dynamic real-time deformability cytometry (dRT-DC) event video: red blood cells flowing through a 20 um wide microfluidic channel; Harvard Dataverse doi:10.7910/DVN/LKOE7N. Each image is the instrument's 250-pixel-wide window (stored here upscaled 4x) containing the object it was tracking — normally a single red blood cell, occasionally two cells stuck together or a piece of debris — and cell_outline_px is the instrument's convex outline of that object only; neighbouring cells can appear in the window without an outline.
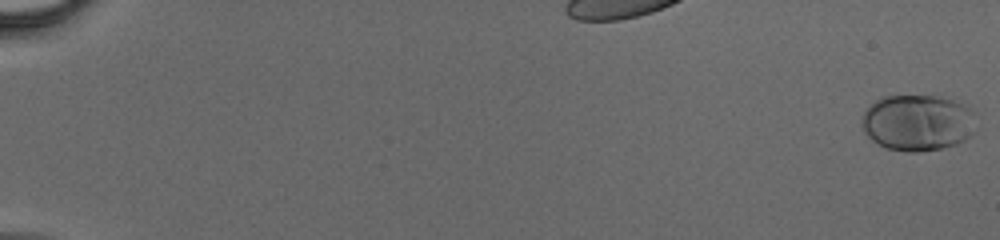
{"species": "human", "species_latin": "Homo sapiens", "temperature_condition": "cold", "stored_images_in_passage": 48, "camera_frame_rate_fps": 3000, "um_per_image_px": 0.085, "donor": {"sex": "male"}, "frame": {"image": 1, "passage_image": 1, "time_ms": 0.0, "image_size_px": [1000, 240], "cell_outline_px": [[976, 112], [972, 132], [964, 140], [956, 144], [944, 148], [916, 152], [908, 152], [888, 148], [872, 140], [864, 132], [860, 124], [864, 112], [880, 96], [936, 96], [952, 100], [964, 104]], "centroid_in_image_um": [77.99, 10.42], "position_along_channel_um": 7.0, "area_um2": 37.45}}
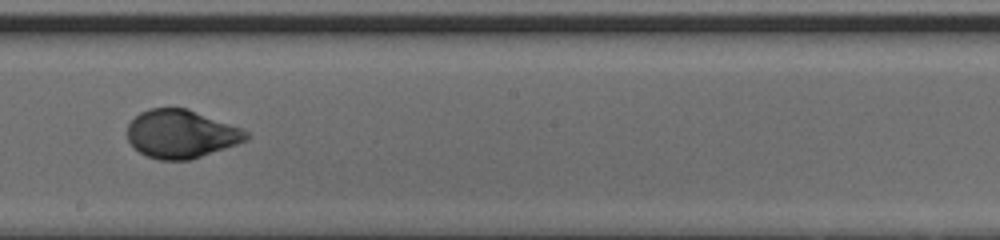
{"frame": {"image": 2, "passage_image": 30, "time_ms": 9.667, "image_size_px": [1000, 240], "cell_outline_px": [[252, 136], [248, 140], [192, 160], [160, 160], [148, 156], [140, 152], [128, 140], [128, 124], [140, 112], [148, 108], [188, 108], [240, 128], [248, 132]], "centroid_in_image_um": [15.42, 11.39], "position_along_channel_um": 232.8, "area_um2": 33.41}}
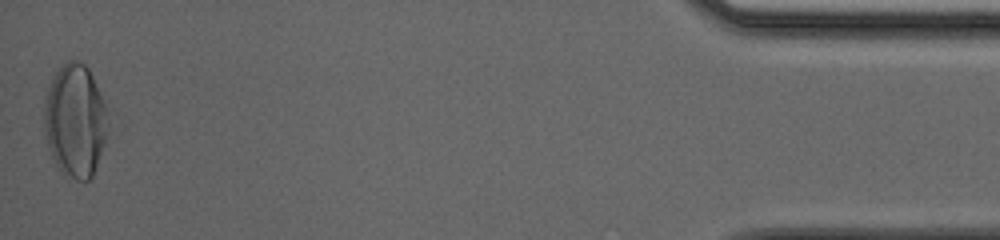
{"frame": {"image": 3, "passage_image": 48, "time_ms": 15.667, "image_size_px": [1000, 240], "cell_outline_px": [[108, 136], [92, 176], [88, 180], [76, 180], [60, 168], [56, 164], [48, 148], [44, 132], [44, 96], [56, 72], [68, 60], [80, 60], [88, 68], [92, 76], [104, 104], [108, 124]], "centroid_in_image_um": [6.38, 10.25], "position_along_channel_um": 428.8, "area_um2": 41.67}}